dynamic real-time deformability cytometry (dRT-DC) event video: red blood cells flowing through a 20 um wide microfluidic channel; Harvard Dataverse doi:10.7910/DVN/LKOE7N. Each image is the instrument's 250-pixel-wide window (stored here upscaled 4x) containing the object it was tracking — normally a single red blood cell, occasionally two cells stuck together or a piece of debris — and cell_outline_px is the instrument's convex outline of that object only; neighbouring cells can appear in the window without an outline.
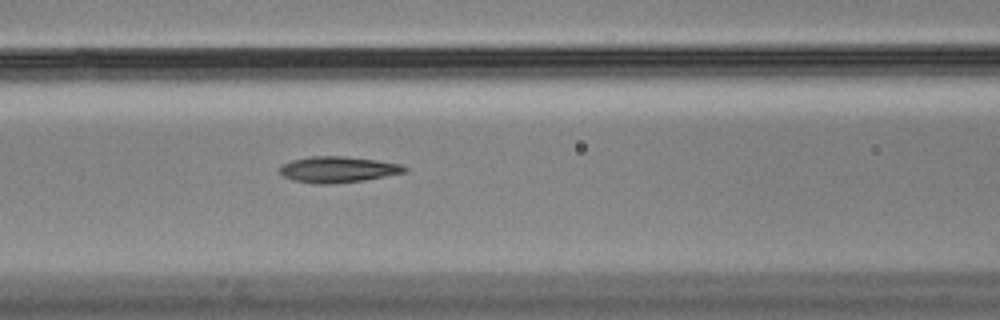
{"species": "Egyptian fruit bat (a non-hibernating species)", "species_latin": "Rousettus aegyptiacus", "temperature_condition": "cold", "stored_images_in_passage": 45, "camera_frame_rate_fps": 3000, "um_per_image_px": 0.085, "animal": {"sex": "male"}, "frame": {"image": 1, "passage_image": 19, "time_ms": 6.0, "image_size_px": [1000, 320], "cell_outline_px": [[408, 172], [364, 180], [328, 184], [316, 184], [292, 180], [284, 176], [280, 172], [280, 168], [284, 164], [292, 160], [312, 156], [344, 156], [376, 160], [400, 164], [408, 168]], "centroid_in_image_um": [28.75, 14.41], "position_along_channel_um": 137.9, "area_um2": 18.84}}
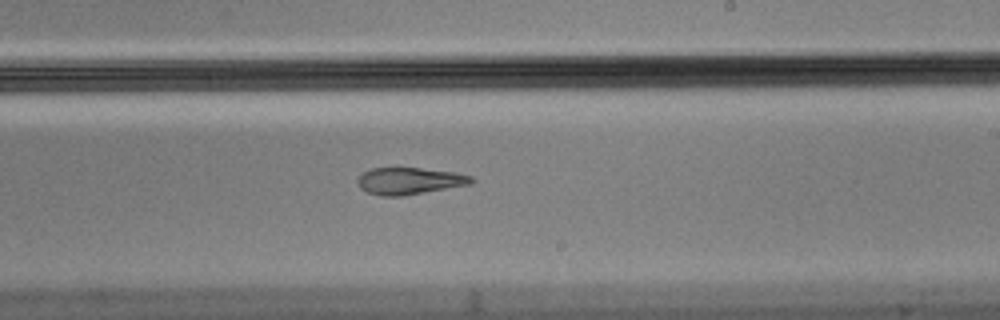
{"frame": {"image": 2, "passage_image": 29, "time_ms": 9.333, "image_size_px": [1000, 320], "cell_outline_px": [[476, 180], [472, 184], [400, 196], [380, 196], [368, 192], [360, 188], [356, 180], [364, 172], [372, 168], [420, 168], [456, 172], [472, 176]], "centroid_in_image_um": [34.83, 15.37], "position_along_channel_um": 254.2, "area_um2": 17.8}}
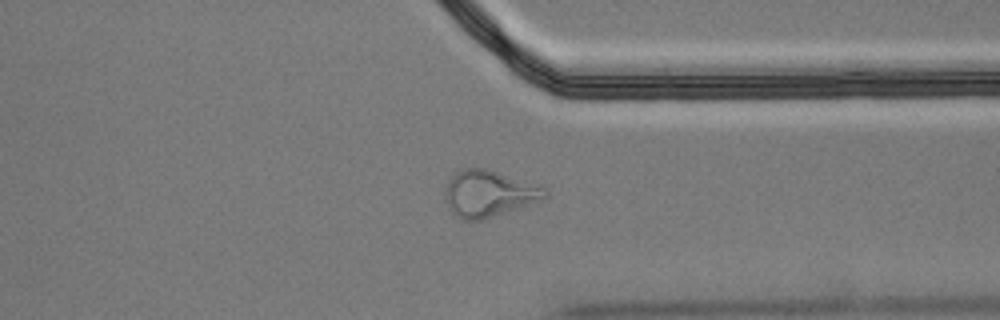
{"frame": {"image": 3, "passage_image": 39, "time_ms": 12.667, "image_size_px": [1000, 320], "cell_outline_px": [[548, 196], [544, 200], [484, 220], [460, 220], [448, 208], [444, 196], [444, 188], [448, 180], [456, 172], [464, 168], [484, 168], [544, 184], [548, 188]], "centroid_in_image_um": [41.62, 16.45], "position_along_channel_um": 369.8, "area_um2": 28.03}}